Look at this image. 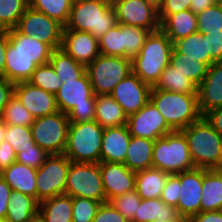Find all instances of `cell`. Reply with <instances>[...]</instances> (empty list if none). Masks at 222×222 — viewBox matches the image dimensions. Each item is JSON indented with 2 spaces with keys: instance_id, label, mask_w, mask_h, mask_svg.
<instances>
[{
  "instance_id": "1f68e13d",
  "label": "cell",
  "mask_w": 222,
  "mask_h": 222,
  "mask_svg": "<svg viewBox=\"0 0 222 222\" xmlns=\"http://www.w3.org/2000/svg\"><path fill=\"white\" fill-rule=\"evenodd\" d=\"M4 78L12 83L28 81L37 65L25 54H5Z\"/></svg>"
},
{
  "instance_id": "83f0119b",
  "label": "cell",
  "mask_w": 222,
  "mask_h": 222,
  "mask_svg": "<svg viewBox=\"0 0 222 222\" xmlns=\"http://www.w3.org/2000/svg\"><path fill=\"white\" fill-rule=\"evenodd\" d=\"M154 143L150 139L131 136L124 164L134 172L152 167Z\"/></svg>"
},
{
  "instance_id": "ab89813d",
  "label": "cell",
  "mask_w": 222,
  "mask_h": 222,
  "mask_svg": "<svg viewBox=\"0 0 222 222\" xmlns=\"http://www.w3.org/2000/svg\"><path fill=\"white\" fill-rule=\"evenodd\" d=\"M28 82L54 95L64 83L50 63L37 66Z\"/></svg>"
},
{
  "instance_id": "ee69618b",
  "label": "cell",
  "mask_w": 222,
  "mask_h": 222,
  "mask_svg": "<svg viewBox=\"0 0 222 222\" xmlns=\"http://www.w3.org/2000/svg\"><path fill=\"white\" fill-rule=\"evenodd\" d=\"M100 205V201L72 197V222H92Z\"/></svg>"
},
{
  "instance_id": "484cf974",
  "label": "cell",
  "mask_w": 222,
  "mask_h": 222,
  "mask_svg": "<svg viewBox=\"0 0 222 222\" xmlns=\"http://www.w3.org/2000/svg\"><path fill=\"white\" fill-rule=\"evenodd\" d=\"M222 210V171L202 168L200 212Z\"/></svg>"
},
{
  "instance_id": "7bdbcfd3",
  "label": "cell",
  "mask_w": 222,
  "mask_h": 222,
  "mask_svg": "<svg viewBox=\"0 0 222 222\" xmlns=\"http://www.w3.org/2000/svg\"><path fill=\"white\" fill-rule=\"evenodd\" d=\"M149 33L138 26L123 25L124 57L132 60L137 56Z\"/></svg>"
},
{
  "instance_id": "ba28073f",
  "label": "cell",
  "mask_w": 222,
  "mask_h": 222,
  "mask_svg": "<svg viewBox=\"0 0 222 222\" xmlns=\"http://www.w3.org/2000/svg\"><path fill=\"white\" fill-rule=\"evenodd\" d=\"M86 73L95 95H110L115 86L132 73V61L100 54L86 66Z\"/></svg>"
},
{
  "instance_id": "03108f58",
  "label": "cell",
  "mask_w": 222,
  "mask_h": 222,
  "mask_svg": "<svg viewBox=\"0 0 222 222\" xmlns=\"http://www.w3.org/2000/svg\"><path fill=\"white\" fill-rule=\"evenodd\" d=\"M218 170L222 171V163H221V165H220V167H219V169H218Z\"/></svg>"
},
{
  "instance_id": "30bf717a",
  "label": "cell",
  "mask_w": 222,
  "mask_h": 222,
  "mask_svg": "<svg viewBox=\"0 0 222 222\" xmlns=\"http://www.w3.org/2000/svg\"><path fill=\"white\" fill-rule=\"evenodd\" d=\"M70 120L67 114L58 111L36 118L31 126L34 142L51 154H63L67 145Z\"/></svg>"
},
{
  "instance_id": "60d3db41",
  "label": "cell",
  "mask_w": 222,
  "mask_h": 222,
  "mask_svg": "<svg viewBox=\"0 0 222 222\" xmlns=\"http://www.w3.org/2000/svg\"><path fill=\"white\" fill-rule=\"evenodd\" d=\"M2 118L6 125L26 127H31L35 120L14 94L4 108Z\"/></svg>"
},
{
  "instance_id": "8992f818",
  "label": "cell",
  "mask_w": 222,
  "mask_h": 222,
  "mask_svg": "<svg viewBox=\"0 0 222 222\" xmlns=\"http://www.w3.org/2000/svg\"><path fill=\"white\" fill-rule=\"evenodd\" d=\"M152 167L168 174H178L195 168L182 131L175 130L155 140Z\"/></svg>"
},
{
  "instance_id": "ffe728a7",
  "label": "cell",
  "mask_w": 222,
  "mask_h": 222,
  "mask_svg": "<svg viewBox=\"0 0 222 222\" xmlns=\"http://www.w3.org/2000/svg\"><path fill=\"white\" fill-rule=\"evenodd\" d=\"M198 109L203 117L207 112L222 107V62L212 63L197 87Z\"/></svg>"
},
{
  "instance_id": "db71d44e",
  "label": "cell",
  "mask_w": 222,
  "mask_h": 222,
  "mask_svg": "<svg viewBox=\"0 0 222 222\" xmlns=\"http://www.w3.org/2000/svg\"><path fill=\"white\" fill-rule=\"evenodd\" d=\"M12 189L0 175V221L4 222L7 216L8 201L10 200Z\"/></svg>"
},
{
  "instance_id": "f546056e",
  "label": "cell",
  "mask_w": 222,
  "mask_h": 222,
  "mask_svg": "<svg viewBox=\"0 0 222 222\" xmlns=\"http://www.w3.org/2000/svg\"><path fill=\"white\" fill-rule=\"evenodd\" d=\"M39 213V201L29 195L12 191L4 222H29Z\"/></svg>"
},
{
  "instance_id": "f907efd6",
  "label": "cell",
  "mask_w": 222,
  "mask_h": 222,
  "mask_svg": "<svg viewBox=\"0 0 222 222\" xmlns=\"http://www.w3.org/2000/svg\"><path fill=\"white\" fill-rule=\"evenodd\" d=\"M207 52L210 54V65L215 62H222V30L221 32L206 33Z\"/></svg>"
},
{
  "instance_id": "816d5d0a",
  "label": "cell",
  "mask_w": 222,
  "mask_h": 222,
  "mask_svg": "<svg viewBox=\"0 0 222 222\" xmlns=\"http://www.w3.org/2000/svg\"><path fill=\"white\" fill-rule=\"evenodd\" d=\"M191 0H164L158 15H172L190 9Z\"/></svg>"
},
{
  "instance_id": "681fc988",
  "label": "cell",
  "mask_w": 222,
  "mask_h": 222,
  "mask_svg": "<svg viewBox=\"0 0 222 222\" xmlns=\"http://www.w3.org/2000/svg\"><path fill=\"white\" fill-rule=\"evenodd\" d=\"M92 222H129L109 202L101 203Z\"/></svg>"
},
{
  "instance_id": "e7e4bbea",
  "label": "cell",
  "mask_w": 222,
  "mask_h": 222,
  "mask_svg": "<svg viewBox=\"0 0 222 222\" xmlns=\"http://www.w3.org/2000/svg\"><path fill=\"white\" fill-rule=\"evenodd\" d=\"M152 222H164V221H161V220H154V221H152Z\"/></svg>"
},
{
  "instance_id": "4dcf8cb0",
  "label": "cell",
  "mask_w": 222,
  "mask_h": 222,
  "mask_svg": "<svg viewBox=\"0 0 222 222\" xmlns=\"http://www.w3.org/2000/svg\"><path fill=\"white\" fill-rule=\"evenodd\" d=\"M44 222H72V197L56 195L39 202V213Z\"/></svg>"
},
{
  "instance_id": "7c38bea8",
  "label": "cell",
  "mask_w": 222,
  "mask_h": 222,
  "mask_svg": "<svg viewBox=\"0 0 222 222\" xmlns=\"http://www.w3.org/2000/svg\"><path fill=\"white\" fill-rule=\"evenodd\" d=\"M15 28L24 35L34 36L53 49L61 48L64 26L45 13L28 7Z\"/></svg>"
},
{
  "instance_id": "7dc6e473",
  "label": "cell",
  "mask_w": 222,
  "mask_h": 222,
  "mask_svg": "<svg viewBox=\"0 0 222 222\" xmlns=\"http://www.w3.org/2000/svg\"><path fill=\"white\" fill-rule=\"evenodd\" d=\"M49 154L37 144L26 146L16 153V162L22 163L37 170Z\"/></svg>"
},
{
  "instance_id": "3957f363",
  "label": "cell",
  "mask_w": 222,
  "mask_h": 222,
  "mask_svg": "<svg viewBox=\"0 0 222 222\" xmlns=\"http://www.w3.org/2000/svg\"><path fill=\"white\" fill-rule=\"evenodd\" d=\"M116 24L111 0H74L69 20L63 29L89 32L99 39Z\"/></svg>"
},
{
  "instance_id": "6f0895ef",
  "label": "cell",
  "mask_w": 222,
  "mask_h": 222,
  "mask_svg": "<svg viewBox=\"0 0 222 222\" xmlns=\"http://www.w3.org/2000/svg\"><path fill=\"white\" fill-rule=\"evenodd\" d=\"M203 117L220 135H222V107L207 112Z\"/></svg>"
},
{
  "instance_id": "5bb4252c",
  "label": "cell",
  "mask_w": 222,
  "mask_h": 222,
  "mask_svg": "<svg viewBox=\"0 0 222 222\" xmlns=\"http://www.w3.org/2000/svg\"><path fill=\"white\" fill-rule=\"evenodd\" d=\"M126 125L131 136L153 141L174 131L150 100L138 112L127 118Z\"/></svg>"
},
{
  "instance_id": "c3c4849f",
  "label": "cell",
  "mask_w": 222,
  "mask_h": 222,
  "mask_svg": "<svg viewBox=\"0 0 222 222\" xmlns=\"http://www.w3.org/2000/svg\"><path fill=\"white\" fill-rule=\"evenodd\" d=\"M179 196V173L169 174L160 198L167 205L177 207Z\"/></svg>"
},
{
  "instance_id": "94428289",
  "label": "cell",
  "mask_w": 222,
  "mask_h": 222,
  "mask_svg": "<svg viewBox=\"0 0 222 222\" xmlns=\"http://www.w3.org/2000/svg\"><path fill=\"white\" fill-rule=\"evenodd\" d=\"M144 1L147 2L149 5H151L152 7H154L157 11L160 10V8L164 3V0H144Z\"/></svg>"
},
{
  "instance_id": "9f6ffc18",
  "label": "cell",
  "mask_w": 222,
  "mask_h": 222,
  "mask_svg": "<svg viewBox=\"0 0 222 222\" xmlns=\"http://www.w3.org/2000/svg\"><path fill=\"white\" fill-rule=\"evenodd\" d=\"M185 222H222V210L200 212L189 217Z\"/></svg>"
},
{
  "instance_id": "2e32d148",
  "label": "cell",
  "mask_w": 222,
  "mask_h": 222,
  "mask_svg": "<svg viewBox=\"0 0 222 222\" xmlns=\"http://www.w3.org/2000/svg\"><path fill=\"white\" fill-rule=\"evenodd\" d=\"M179 200L177 211L184 221L200 213L202 196V168L179 173Z\"/></svg>"
},
{
  "instance_id": "277c9868",
  "label": "cell",
  "mask_w": 222,
  "mask_h": 222,
  "mask_svg": "<svg viewBox=\"0 0 222 222\" xmlns=\"http://www.w3.org/2000/svg\"><path fill=\"white\" fill-rule=\"evenodd\" d=\"M58 110L67 114L70 123L95 119L96 95L87 73L76 80L64 81L55 94Z\"/></svg>"
},
{
  "instance_id": "7a4b0ae2",
  "label": "cell",
  "mask_w": 222,
  "mask_h": 222,
  "mask_svg": "<svg viewBox=\"0 0 222 222\" xmlns=\"http://www.w3.org/2000/svg\"><path fill=\"white\" fill-rule=\"evenodd\" d=\"M181 131L187 139L195 167L219 169L222 163V135L204 117Z\"/></svg>"
},
{
  "instance_id": "4316f807",
  "label": "cell",
  "mask_w": 222,
  "mask_h": 222,
  "mask_svg": "<svg viewBox=\"0 0 222 222\" xmlns=\"http://www.w3.org/2000/svg\"><path fill=\"white\" fill-rule=\"evenodd\" d=\"M95 121L103 128L127 124V116L122 107L109 94L96 95Z\"/></svg>"
},
{
  "instance_id": "836d02e7",
  "label": "cell",
  "mask_w": 222,
  "mask_h": 222,
  "mask_svg": "<svg viewBox=\"0 0 222 222\" xmlns=\"http://www.w3.org/2000/svg\"><path fill=\"white\" fill-rule=\"evenodd\" d=\"M49 63L62 81L76 80L86 73V66L76 62L61 48L53 50Z\"/></svg>"
},
{
  "instance_id": "7402d4cb",
  "label": "cell",
  "mask_w": 222,
  "mask_h": 222,
  "mask_svg": "<svg viewBox=\"0 0 222 222\" xmlns=\"http://www.w3.org/2000/svg\"><path fill=\"white\" fill-rule=\"evenodd\" d=\"M130 138L127 125L104 128L100 162L124 163Z\"/></svg>"
},
{
  "instance_id": "d4e9b609",
  "label": "cell",
  "mask_w": 222,
  "mask_h": 222,
  "mask_svg": "<svg viewBox=\"0 0 222 222\" xmlns=\"http://www.w3.org/2000/svg\"><path fill=\"white\" fill-rule=\"evenodd\" d=\"M160 29L172 43L197 31V16L190 9L172 15H158Z\"/></svg>"
},
{
  "instance_id": "f6af8a7d",
  "label": "cell",
  "mask_w": 222,
  "mask_h": 222,
  "mask_svg": "<svg viewBox=\"0 0 222 222\" xmlns=\"http://www.w3.org/2000/svg\"><path fill=\"white\" fill-rule=\"evenodd\" d=\"M5 141H8L14 151L17 153L21 148L26 146H34L31 127L19 125H7L5 131Z\"/></svg>"
},
{
  "instance_id": "b9f144b4",
  "label": "cell",
  "mask_w": 222,
  "mask_h": 222,
  "mask_svg": "<svg viewBox=\"0 0 222 222\" xmlns=\"http://www.w3.org/2000/svg\"><path fill=\"white\" fill-rule=\"evenodd\" d=\"M197 31L202 34L222 30V0L196 14Z\"/></svg>"
},
{
  "instance_id": "f35d334b",
  "label": "cell",
  "mask_w": 222,
  "mask_h": 222,
  "mask_svg": "<svg viewBox=\"0 0 222 222\" xmlns=\"http://www.w3.org/2000/svg\"><path fill=\"white\" fill-rule=\"evenodd\" d=\"M101 55L124 57L123 25L116 24L98 39Z\"/></svg>"
},
{
  "instance_id": "cb8c5ba5",
  "label": "cell",
  "mask_w": 222,
  "mask_h": 222,
  "mask_svg": "<svg viewBox=\"0 0 222 222\" xmlns=\"http://www.w3.org/2000/svg\"><path fill=\"white\" fill-rule=\"evenodd\" d=\"M0 175L12 191H18L37 199V170L22 163L13 162L8 168L0 172Z\"/></svg>"
},
{
  "instance_id": "9a60e30c",
  "label": "cell",
  "mask_w": 222,
  "mask_h": 222,
  "mask_svg": "<svg viewBox=\"0 0 222 222\" xmlns=\"http://www.w3.org/2000/svg\"><path fill=\"white\" fill-rule=\"evenodd\" d=\"M151 88L132 72L115 86L110 95L129 117L149 102Z\"/></svg>"
},
{
  "instance_id": "603a6c76",
  "label": "cell",
  "mask_w": 222,
  "mask_h": 222,
  "mask_svg": "<svg viewBox=\"0 0 222 222\" xmlns=\"http://www.w3.org/2000/svg\"><path fill=\"white\" fill-rule=\"evenodd\" d=\"M185 222L176 207L167 205L161 198L141 199L139 207L130 222Z\"/></svg>"
},
{
  "instance_id": "be15d7a7",
  "label": "cell",
  "mask_w": 222,
  "mask_h": 222,
  "mask_svg": "<svg viewBox=\"0 0 222 222\" xmlns=\"http://www.w3.org/2000/svg\"><path fill=\"white\" fill-rule=\"evenodd\" d=\"M29 222H44L41 216L38 214L37 216L33 217Z\"/></svg>"
},
{
  "instance_id": "9c48e42d",
  "label": "cell",
  "mask_w": 222,
  "mask_h": 222,
  "mask_svg": "<svg viewBox=\"0 0 222 222\" xmlns=\"http://www.w3.org/2000/svg\"><path fill=\"white\" fill-rule=\"evenodd\" d=\"M65 194L105 203L99 163L71 162L67 172Z\"/></svg>"
},
{
  "instance_id": "5b68a950",
  "label": "cell",
  "mask_w": 222,
  "mask_h": 222,
  "mask_svg": "<svg viewBox=\"0 0 222 222\" xmlns=\"http://www.w3.org/2000/svg\"><path fill=\"white\" fill-rule=\"evenodd\" d=\"M150 101L157 107L174 131H181L202 117L198 109L197 94H184L151 88Z\"/></svg>"
},
{
  "instance_id": "52a82bcc",
  "label": "cell",
  "mask_w": 222,
  "mask_h": 222,
  "mask_svg": "<svg viewBox=\"0 0 222 222\" xmlns=\"http://www.w3.org/2000/svg\"><path fill=\"white\" fill-rule=\"evenodd\" d=\"M104 128L95 120L70 123L64 155L71 162L100 163Z\"/></svg>"
},
{
  "instance_id": "f5cc1de1",
  "label": "cell",
  "mask_w": 222,
  "mask_h": 222,
  "mask_svg": "<svg viewBox=\"0 0 222 222\" xmlns=\"http://www.w3.org/2000/svg\"><path fill=\"white\" fill-rule=\"evenodd\" d=\"M16 162V152L8 141L0 143V172Z\"/></svg>"
},
{
  "instance_id": "6da1fadb",
  "label": "cell",
  "mask_w": 222,
  "mask_h": 222,
  "mask_svg": "<svg viewBox=\"0 0 222 222\" xmlns=\"http://www.w3.org/2000/svg\"><path fill=\"white\" fill-rule=\"evenodd\" d=\"M173 43L161 30L150 32L132 61V72L153 87L169 65Z\"/></svg>"
},
{
  "instance_id": "8d00e7d4",
  "label": "cell",
  "mask_w": 222,
  "mask_h": 222,
  "mask_svg": "<svg viewBox=\"0 0 222 222\" xmlns=\"http://www.w3.org/2000/svg\"><path fill=\"white\" fill-rule=\"evenodd\" d=\"M29 7L45 13L65 26L69 20L74 0H28Z\"/></svg>"
},
{
  "instance_id": "f1b7e54d",
  "label": "cell",
  "mask_w": 222,
  "mask_h": 222,
  "mask_svg": "<svg viewBox=\"0 0 222 222\" xmlns=\"http://www.w3.org/2000/svg\"><path fill=\"white\" fill-rule=\"evenodd\" d=\"M168 173L150 167L136 172L135 190L141 199L160 198Z\"/></svg>"
},
{
  "instance_id": "91938a15",
  "label": "cell",
  "mask_w": 222,
  "mask_h": 222,
  "mask_svg": "<svg viewBox=\"0 0 222 222\" xmlns=\"http://www.w3.org/2000/svg\"><path fill=\"white\" fill-rule=\"evenodd\" d=\"M217 0H191L190 10L197 14L206 8L213 6Z\"/></svg>"
},
{
  "instance_id": "d6a6232c",
  "label": "cell",
  "mask_w": 222,
  "mask_h": 222,
  "mask_svg": "<svg viewBox=\"0 0 222 222\" xmlns=\"http://www.w3.org/2000/svg\"><path fill=\"white\" fill-rule=\"evenodd\" d=\"M197 85L170 64L163 70L152 88L184 94H197Z\"/></svg>"
},
{
  "instance_id": "e0dca14e",
  "label": "cell",
  "mask_w": 222,
  "mask_h": 222,
  "mask_svg": "<svg viewBox=\"0 0 222 222\" xmlns=\"http://www.w3.org/2000/svg\"><path fill=\"white\" fill-rule=\"evenodd\" d=\"M99 165L106 202L135 190L136 172L124 163L100 162Z\"/></svg>"
},
{
  "instance_id": "e575fe53",
  "label": "cell",
  "mask_w": 222,
  "mask_h": 222,
  "mask_svg": "<svg viewBox=\"0 0 222 222\" xmlns=\"http://www.w3.org/2000/svg\"><path fill=\"white\" fill-rule=\"evenodd\" d=\"M169 64L197 86L203 81L209 67L205 62L196 61L188 55L177 52L174 48L171 51Z\"/></svg>"
},
{
  "instance_id": "d6986e66",
  "label": "cell",
  "mask_w": 222,
  "mask_h": 222,
  "mask_svg": "<svg viewBox=\"0 0 222 222\" xmlns=\"http://www.w3.org/2000/svg\"><path fill=\"white\" fill-rule=\"evenodd\" d=\"M61 49L84 66L100 55L98 39L85 31L63 29Z\"/></svg>"
},
{
  "instance_id": "bcb514c9",
  "label": "cell",
  "mask_w": 222,
  "mask_h": 222,
  "mask_svg": "<svg viewBox=\"0 0 222 222\" xmlns=\"http://www.w3.org/2000/svg\"><path fill=\"white\" fill-rule=\"evenodd\" d=\"M140 201L141 197L136 190H133L111 199L109 203L130 222L139 207Z\"/></svg>"
},
{
  "instance_id": "4fadbf2b",
  "label": "cell",
  "mask_w": 222,
  "mask_h": 222,
  "mask_svg": "<svg viewBox=\"0 0 222 222\" xmlns=\"http://www.w3.org/2000/svg\"><path fill=\"white\" fill-rule=\"evenodd\" d=\"M117 23L154 32L160 29L158 11L144 0H111Z\"/></svg>"
},
{
  "instance_id": "d590c367",
  "label": "cell",
  "mask_w": 222,
  "mask_h": 222,
  "mask_svg": "<svg viewBox=\"0 0 222 222\" xmlns=\"http://www.w3.org/2000/svg\"><path fill=\"white\" fill-rule=\"evenodd\" d=\"M173 48L181 53L194 58L196 61H203L210 66V54L207 52V37L196 32L187 37L173 42Z\"/></svg>"
},
{
  "instance_id": "6125c7cd",
  "label": "cell",
  "mask_w": 222,
  "mask_h": 222,
  "mask_svg": "<svg viewBox=\"0 0 222 222\" xmlns=\"http://www.w3.org/2000/svg\"><path fill=\"white\" fill-rule=\"evenodd\" d=\"M6 123L3 121L2 115H0V143L5 141Z\"/></svg>"
},
{
  "instance_id": "74e56055",
  "label": "cell",
  "mask_w": 222,
  "mask_h": 222,
  "mask_svg": "<svg viewBox=\"0 0 222 222\" xmlns=\"http://www.w3.org/2000/svg\"><path fill=\"white\" fill-rule=\"evenodd\" d=\"M28 7V0H0V30L14 29Z\"/></svg>"
},
{
  "instance_id": "11a10c76",
  "label": "cell",
  "mask_w": 222,
  "mask_h": 222,
  "mask_svg": "<svg viewBox=\"0 0 222 222\" xmlns=\"http://www.w3.org/2000/svg\"><path fill=\"white\" fill-rule=\"evenodd\" d=\"M14 94V83L4 77H0V115L3 114L4 108Z\"/></svg>"
},
{
  "instance_id": "44dd1931",
  "label": "cell",
  "mask_w": 222,
  "mask_h": 222,
  "mask_svg": "<svg viewBox=\"0 0 222 222\" xmlns=\"http://www.w3.org/2000/svg\"><path fill=\"white\" fill-rule=\"evenodd\" d=\"M53 48L34 36L20 33L16 28L8 31V43L5 54H25L39 66L49 63Z\"/></svg>"
},
{
  "instance_id": "680465c9",
  "label": "cell",
  "mask_w": 222,
  "mask_h": 222,
  "mask_svg": "<svg viewBox=\"0 0 222 222\" xmlns=\"http://www.w3.org/2000/svg\"><path fill=\"white\" fill-rule=\"evenodd\" d=\"M8 43V31L0 30V77H4L5 53Z\"/></svg>"
},
{
  "instance_id": "ac0fdd59",
  "label": "cell",
  "mask_w": 222,
  "mask_h": 222,
  "mask_svg": "<svg viewBox=\"0 0 222 222\" xmlns=\"http://www.w3.org/2000/svg\"><path fill=\"white\" fill-rule=\"evenodd\" d=\"M14 95L36 119L58 112L55 95L28 81L14 84Z\"/></svg>"
},
{
  "instance_id": "8fae6325",
  "label": "cell",
  "mask_w": 222,
  "mask_h": 222,
  "mask_svg": "<svg viewBox=\"0 0 222 222\" xmlns=\"http://www.w3.org/2000/svg\"><path fill=\"white\" fill-rule=\"evenodd\" d=\"M71 161L64 154L48 155L37 169L36 188L39 202L65 194L67 172Z\"/></svg>"
}]
</instances>
